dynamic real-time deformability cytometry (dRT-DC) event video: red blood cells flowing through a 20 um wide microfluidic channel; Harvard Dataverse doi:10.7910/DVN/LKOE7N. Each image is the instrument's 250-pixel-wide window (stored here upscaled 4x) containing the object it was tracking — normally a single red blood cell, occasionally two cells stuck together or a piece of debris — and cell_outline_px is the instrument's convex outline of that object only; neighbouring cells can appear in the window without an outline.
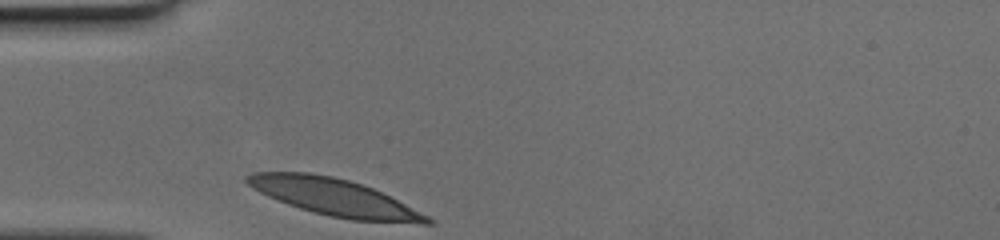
{"species": "human", "species_latin": "Homo sapiens", "temperature_condition": "cold", "stored_images_in_passage": 25, "camera_frame_rate_fps": 3000, "um_per_image_px": 0.085, "donor": {"sex": "female"}, "frame": {"image": 1, "passage_image": 1, "time_ms": 0.0, "image_size_px": [1000, 240], "cell_outline_px": [[436, 224], [420, 224], [352, 220], [328, 216], [312, 212], [288, 204], [268, 196], [252, 188], [244, 180], [244, 176], [252, 172], [308, 172], [332, 176], [348, 180], [372, 188], [436, 220]], "centroid_in_image_um": [28.41, 16.78], "position_along_channel_um": 56.6, "area_um2": 38.67}}
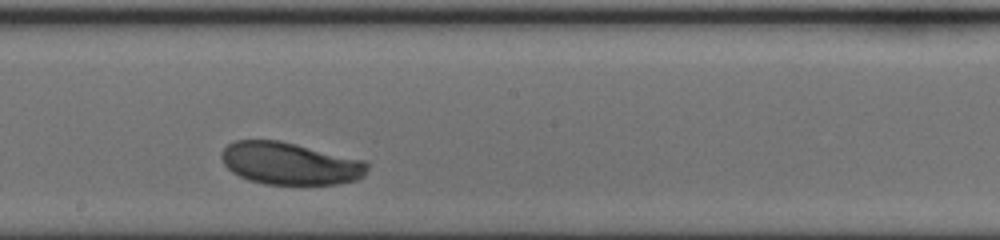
{"frame": {"image": 2, "passage_image": 14, "time_ms": 4.333, "image_size_px": [1000, 240], "cell_outline_px": [[368, 172], [364, 176], [356, 180], [336, 184], [264, 184], [248, 180], [232, 172], [224, 164], [220, 156], [220, 152], [228, 144], [236, 140], [280, 140], [368, 160]], "centroid_in_image_um": [24.68, 13.89], "position_along_channel_um": 223.5, "area_um2": 36.41}}
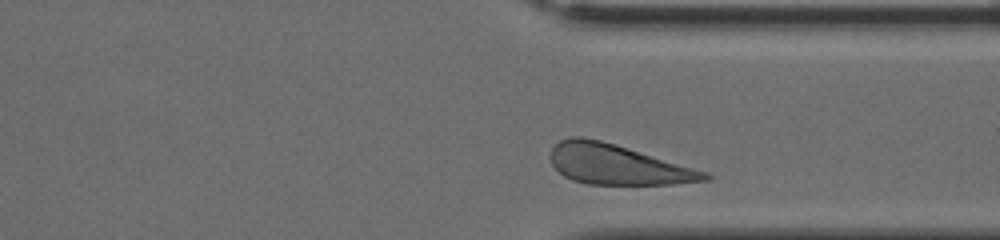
{"frame": {"image": 3, "passage_image": 24, "time_ms": 7.667, "image_size_px": [1000, 240], "cell_outline_px": [[712, 180], [672, 184], [588, 184], [572, 180], [564, 176], [552, 164], [552, 148], [560, 140], [572, 136], [580, 136], [600, 140], [616, 144], [708, 172], [712, 176]], "centroid_in_image_um": [52.52, 13.99], "position_along_channel_um": 358.9, "area_um2": 35.78}}